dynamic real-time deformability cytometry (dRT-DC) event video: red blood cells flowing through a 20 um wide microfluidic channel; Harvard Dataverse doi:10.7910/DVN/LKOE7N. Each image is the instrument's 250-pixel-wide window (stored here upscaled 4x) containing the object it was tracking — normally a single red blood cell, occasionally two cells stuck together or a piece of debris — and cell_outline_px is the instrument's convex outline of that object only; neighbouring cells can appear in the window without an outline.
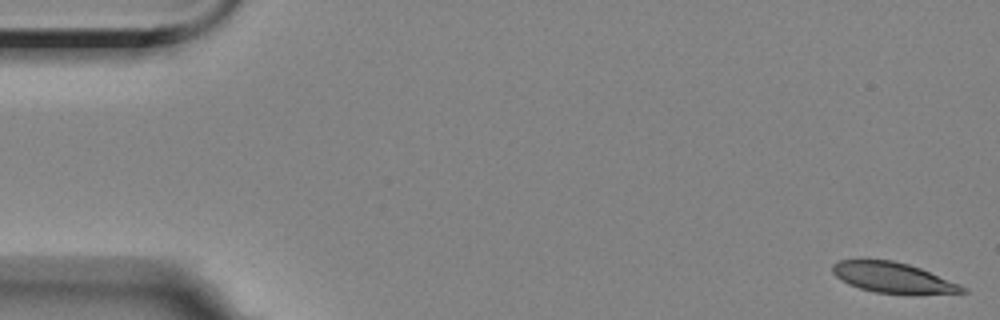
{"species": "Egyptian fruit bat (a non-hibernating species)", "species_latin": "Rousettus aegyptiacus", "temperature_condition": "room temperature", "stored_images_in_passage": 56, "camera_frame_rate_fps": 3000, "um_per_image_px": 0.085, "animal": {"sex": "female"}, "frame": {"image": 1, "passage_image": 1, "time_ms": 0.0, "image_size_px": [1000, 320], "cell_outline_px": [[968, 292], [912, 296], [876, 292], [860, 288], [848, 284], [840, 280], [832, 272], [832, 264], [840, 260], [860, 256], [892, 260], [908, 264], [920, 268], [960, 284], [968, 288]], "centroid_in_image_um": [75.89, 23.59], "position_along_channel_um": 9.1, "area_um2": 24.28}}
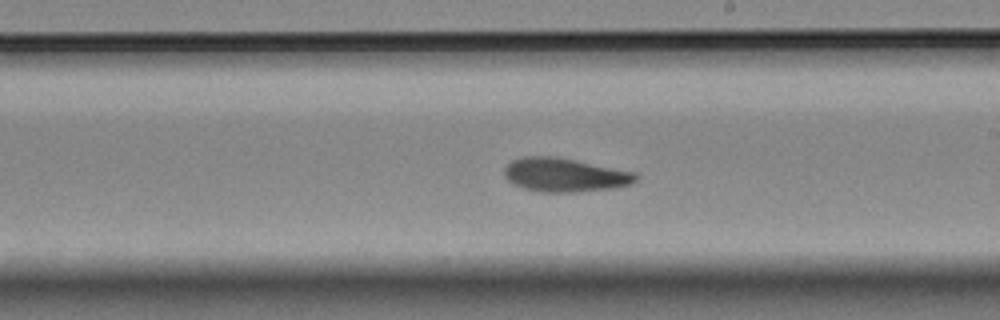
{"frame": {"image": 2, "passage_image": 32, "time_ms": 10.333, "image_size_px": [1000, 320], "cell_outline_px": [[640, 176], [632, 184], [612, 188], [572, 192], [540, 192], [524, 188], [512, 184], [504, 176], [504, 168], [512, 160], [524, 156], [556, 156], [636, 172]], "centroid_in_image_um": [48.0, 14.86], "position_along_channel_um": 241.0, "area_um2": 26.01}}
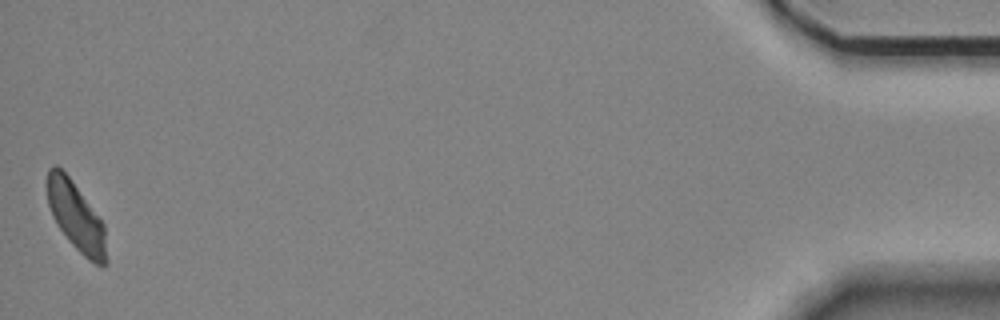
{"frame": {"image": 3, "passage_image": 56, "time_ms": 18.333, "image_size_px": [1000, 320], "cell_outline_px": [[108, 264], [96, 264], [88, 260], [68, 240], [52, 216], [48, 204], [48, 168], [52, 164], [56, 164], [68, 176], [104, 224], [108, 260]], "centroid_in_image_um": [6.48, 18.44], "position_along_channel_um": 428.7, "area_um2": 23.29}, "authors_computed_cell_mechanics": {"area_um2": 25.2875, "velocity_mm_per_s": 3.4949, "shape_relaxation_time_tau1_ms": 6.1234, "shape_relaxation_time_tau2_ms": 3.7273, "deformation_change_tau1": 0.1618, "deformation_change_tau2": 0.0914}}